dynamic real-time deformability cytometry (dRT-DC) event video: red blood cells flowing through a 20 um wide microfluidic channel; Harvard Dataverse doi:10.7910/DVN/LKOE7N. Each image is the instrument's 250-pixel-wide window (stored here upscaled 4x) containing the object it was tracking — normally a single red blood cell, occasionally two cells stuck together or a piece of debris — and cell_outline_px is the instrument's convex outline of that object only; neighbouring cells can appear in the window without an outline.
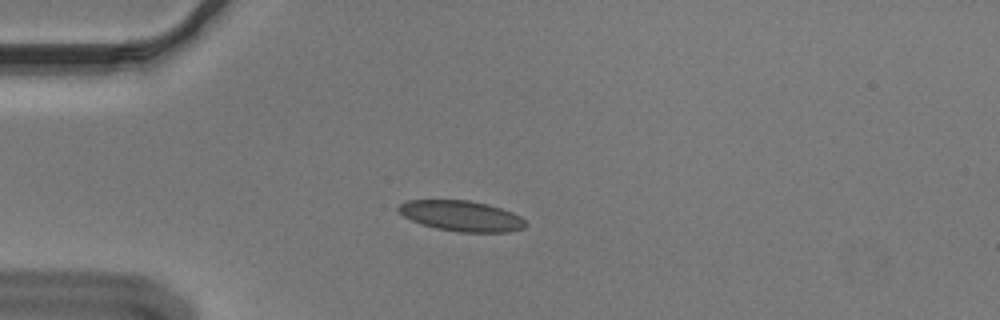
{"species": "Egyptian fruit bat (a non-hibernating species)", "species_latin": "Rousettus aegyptiacus", "temperature_condition": "cold", "stored_images_in_passage": 43, "camera_frame_rate_fps": 3000, "um_per_image_px": 0.085, "animal": {"sex": "male"}, "frame": {"image": 1, "passage_image": 2, "time_ms": 0.333, "image_size_px": [1000, 320], "cell_outline_px": [[528, 224], [524, 228], [508, 232], [456, 232], [436, 228], [420, 224], [396, 212], [396, 208], [404, 200], [468, 200], [488, 204], [512, 212], [520, 216]], "centroid_in_image_um": [39.19, 18.35], "position_along_channel_um": 45.8, "area_um2": 22.83}}
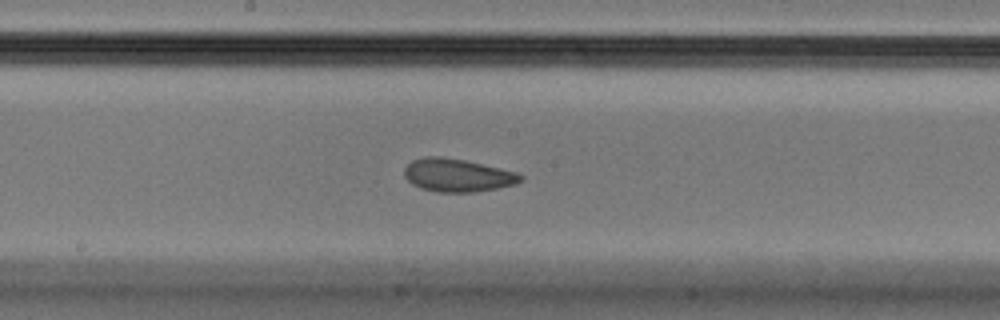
{"frame": {"image": 2, "passage_image": 17, "time_ms": 5.333, "image_size_px": [1000, 320], "cell_outline_px": [[524, 180], [516, 184], [496, 188], [472, 192], [436, 192], [420, 188], [412, 184], [404, 176], [404, 168], [412, 160], [424, 156], [440, 156], [464, 160], [516, 172], [524, 176]], "centroid_in_image_um": [38.86, 14.89], "position_along_channel_um": 209.3, "area_um2": 22.37}}
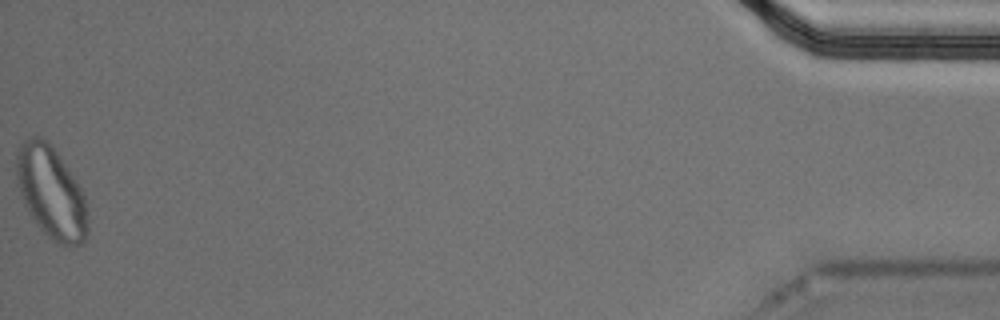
{"frame": {"image": 3, "passage_image": 43, "time_ms": 14.0, "image_size_px": [1000, 320], "cell_outline_px": [[88, 236], [84, 244], [56, 244], [36, 224], [28, 212], [24, 204], [16, 184], [16, 148], [24, 140], [32, 136], [40, 136], [48, 140], [76, 180], [84, 196], [88, 212]], "centroid_in_image_um": [4.33, 16.35], "position_along_channel_um": 430.9, "area_um2": 38.67}, "authors_computed_cell_mechanics": {"area_um2": 22.7732, "velocity_mm_per_s": 3.633, "shape_relaxation_time_tau1_ms": null, "shape_relaxation_time_tau2_ms": 1.7238, "deformation_change_tau1": null, "deformation_change_tau2": 0.0747}}